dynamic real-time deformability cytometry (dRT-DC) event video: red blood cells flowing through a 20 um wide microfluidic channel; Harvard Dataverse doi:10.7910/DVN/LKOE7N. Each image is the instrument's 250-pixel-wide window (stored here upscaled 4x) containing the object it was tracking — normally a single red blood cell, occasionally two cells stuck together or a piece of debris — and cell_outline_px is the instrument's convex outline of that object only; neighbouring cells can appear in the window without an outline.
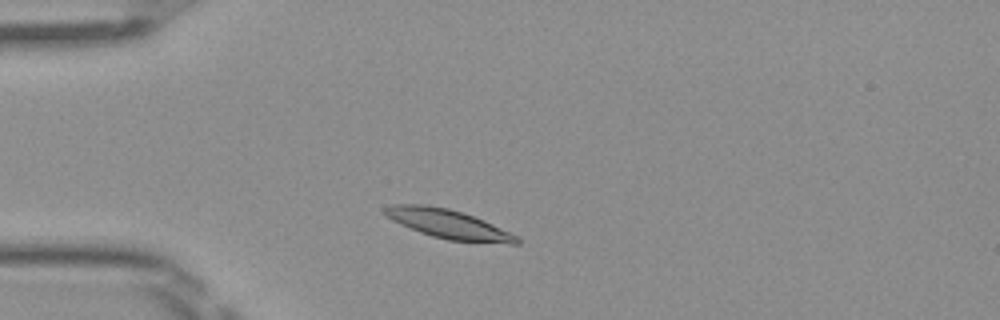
{"species": "Egyptian fruit bat (a non-hibernating species)", "species_latin": "Rousettus aegyptiacus", "temperature_condition": "room temperature", "stored_images_in_passage": 44, "camera_frame_rate_fps": 3000, "um_per_image_px": 0.085, "frame": {"image": 1, "passage_image": 6, "time_ms": 1.667, "image_size_px": [1000, 320], "cell_outline_px": [[520, 244], [508, 244], [448, 240], [432, 236], [420, 232], [400, 224], [392, 220], [384, 212], [384, 208], [392, 204], [424, 204], [448, 208], [484, 220], [520, 236]], "centroid_in_image_um": [38.17, 19.06], "position_along_channel_um": 46.8, "area_um2": 22.37}}
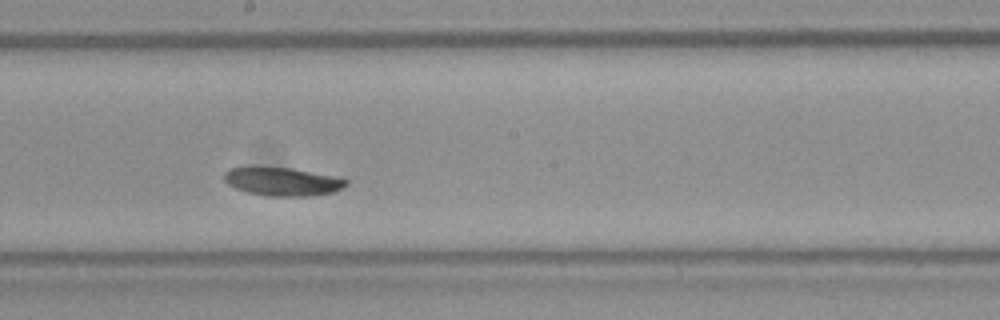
{"frame": {"image": 2, "passage_image": 21, "time_ms": 6.667, "image_size_px": [1000, 320], "cell_outline_px": [[348, 184], [344, 188], [336, 192], [308, 196], [264, 196], [248, 192], [236, 188], [228, 184], [224, 180], [224, 172], [228, 168], [244, 164], [256, 164], [292, 168], [340, 176], [348, 180]], "centroid_in_image_um": [23.98, 15.38], "position_along_channel_um": 224.2, "area_um2": 21.39}}
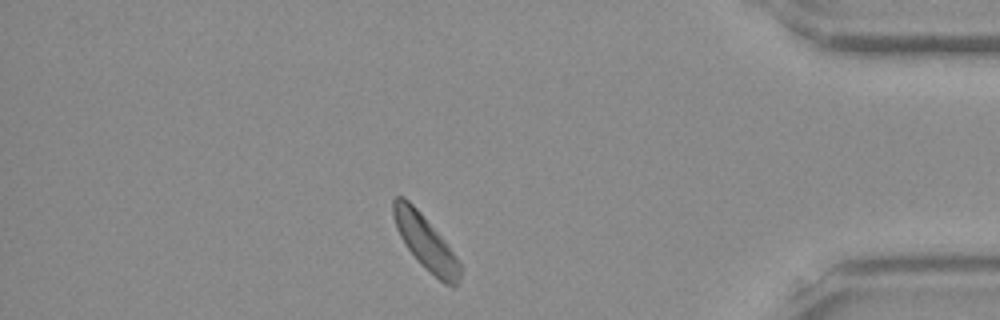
{"frame": {"image": 3, "passage_image": 37, "time_ms": 12.0, "image_size_px": [1000, 320], "cell_outline_px": [[460, 280], [452, 288], [444, 284], [408, 248], [400, 236], [396, 228], [392, 212], [392, 200], [396, 196], [404, 196], [420, 212], [444, 240], [456, 256], [460, 264]], "centroid_in_image_um": [36.16, 20.55], "position_along_channel_um": 399.0, "area_um2": 20.35}, "authors_computed_cell_mechanics": {"area_um2": 21.2126, "velocity_mm_per_s": 3.9472, "shape_relaxation_time_tau1_ms": 1.8429, "shape_relaxation_time_tau2_ms": null, "deformation_change_tau1": 0.0658, "deformation_change_tau2": null}}